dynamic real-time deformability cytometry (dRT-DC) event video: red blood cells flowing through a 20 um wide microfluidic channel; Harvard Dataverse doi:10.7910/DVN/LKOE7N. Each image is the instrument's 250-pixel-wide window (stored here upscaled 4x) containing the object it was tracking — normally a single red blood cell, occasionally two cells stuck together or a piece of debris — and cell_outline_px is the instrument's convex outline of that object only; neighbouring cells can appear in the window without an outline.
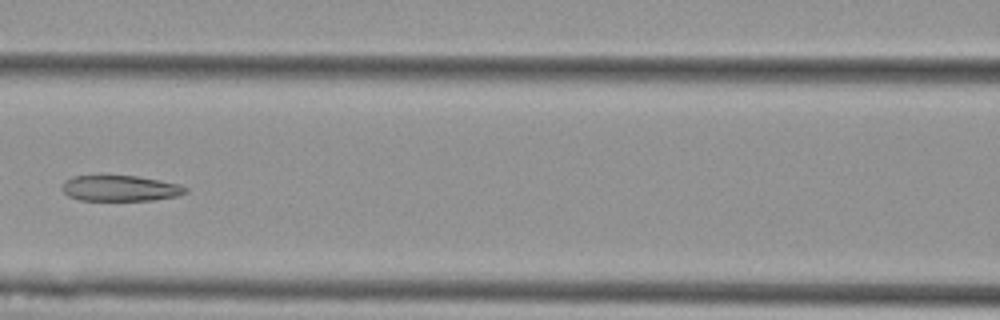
{"species": "Egyptian fruit bat (a non-hibernating species)", "species_latin": "Rousettus aegyptiacus", "temperature_condition": "cold", "stored_images_in_passage": 8, "camera_frame_rate_fps": 3000, "um_per_image_px": 0.085, "animal": {"sex": "female"}, "frame": {"image": 1, "passage_image": 7, "time_ms": 2.0, "image_size_px": [1000, 320], "cell_outline_px": [[188, 192], [176, 196], [152, 200], [80, 200], [68, 196], [60, 188], [64, 180], [72, 176], [136, 176], [160, 180], [180, 184], [188, 188]], "centroid_in_image_um": [10.21, 16.0], "position_along_channel_um": 156.4, "area_um2": 18.55}}
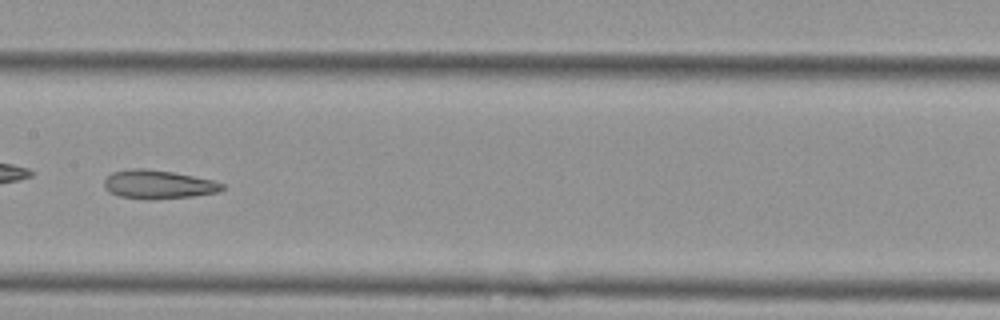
{"frame": {"image": 2, "passage_image": 8, "time_ms": 2.333, "image_size_px": [1000, 320], "cell_outline_px": [[224, 188], [220, 192], [192, 196], [148, 200], [120, 196], [108, 192], [104, 188], [104, 180], [112, 172], [132, 168], [144, 168], [172, 172], [212, 180], [224, 184]], "centroid_in_image_um": [13.42, 15.68], "position_along_channel_um": 194.0, "area_um2": 19.71}}